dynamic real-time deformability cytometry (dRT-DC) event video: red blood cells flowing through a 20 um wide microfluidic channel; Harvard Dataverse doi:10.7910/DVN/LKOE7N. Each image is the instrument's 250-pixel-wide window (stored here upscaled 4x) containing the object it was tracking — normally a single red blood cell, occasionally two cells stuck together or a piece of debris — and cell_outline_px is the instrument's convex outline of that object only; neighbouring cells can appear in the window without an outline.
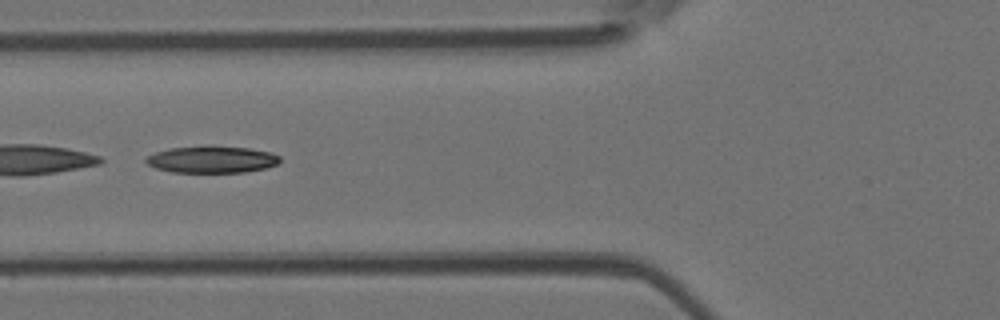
{"species": "Egyptian fruit bat (a non-hibernating species)", "species_latin": "Rousettus aegyptiacus", "temperature_condition": "room temperature", "stored_images_in_passage": 50, "camera_frame_rate_fps": 3000, "um_per_image_px": 0.085, "animal": {"sex": "female"}, "frame": {"image": 1, "passage_image": 19, "time_ms": 6.0, "image_size_px": [1000, 320], "cell_outline_px": [[280, 160], [276, 164], [264, 168], [244, 172], [172, 172], [156, 168], [148, 164], [144, 160], [148, 156], [156, 152], [168, 148], [204, 144], [208, 144], [248, 148], [268, 152], [280, 156]], "centroid_in_image_um": [17.96, 13.52], "position_along_channel_um": 107.8, "area_um2": 21.21}}
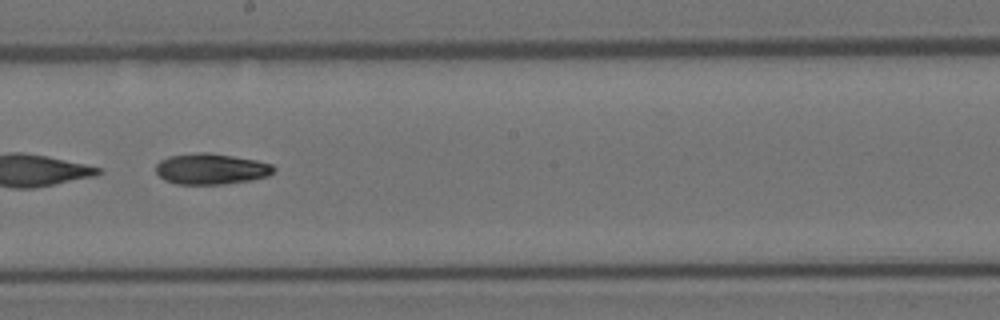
{"frame": {"image": 2, "passage_image": 28, "time_ms": 9.0, "image_size_px": [1000, 320], "cell_outline_px": [[276, 168], [268, 176], [252, 180], [224, 184], [176, 184], [164, 180], [156, 172], [156, 164], [160, 160], [168, 156], [196, 152], [208, 152], [256, 160], [272, 164]], "centroid_in_image_um": [17.93, 14.35], "position_along_channel_um": 230.3, "area_um2": 21.33}}
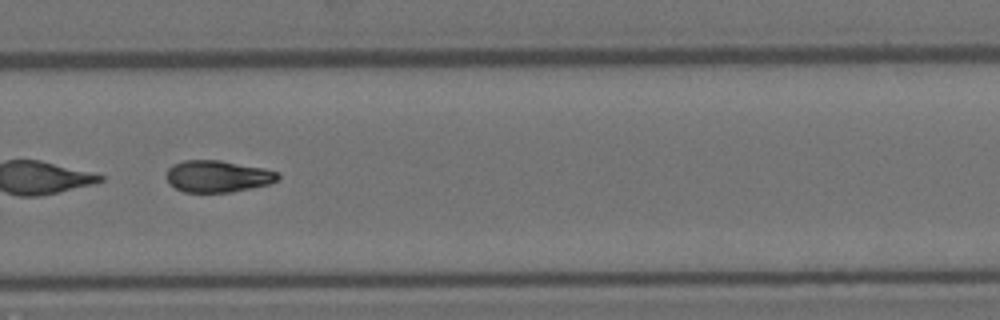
{"frame": {"image": 3, "passage_image": 34, "time_ms": 11.0, "image_size_px": [1000, 320], "cell_outline_px": [[280, 176], [276, 180], [268, 184], [252, 188], [232, 192], [184, 192], [176, 188], [168, 180], [168, 168], [172, 164], [184, 160], [220, 160], [264, 168], [276, 172]], "centroid_in_image_um": [18.51, 14.98], "position_along_channel_um": 311.3, "area_um2": 20.46}}